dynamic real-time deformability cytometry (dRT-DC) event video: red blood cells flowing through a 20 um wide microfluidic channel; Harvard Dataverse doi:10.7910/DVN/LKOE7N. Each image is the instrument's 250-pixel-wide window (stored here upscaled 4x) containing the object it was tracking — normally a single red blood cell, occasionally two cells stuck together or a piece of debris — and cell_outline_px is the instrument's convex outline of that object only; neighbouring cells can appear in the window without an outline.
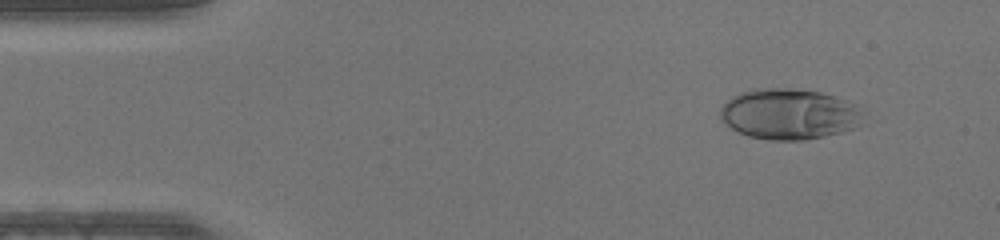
{"species": "human", "species_latin": "Homo sapiens", "temperature_condition": "warm", "stored_images_in_passage": 44, "camera_frame_rate_fps": 3000, "um_per_image_px": 0.085, "donor": {"sex": "male"}, "frame": {"image": 1, "passage_image": 2, "time_ms": 0.333, "image_size_px": [1000, 240], "cell_outline_px": [[864, 124], [856, 128], [824, 136], [804, 140], [768, 140], [748, 136], [732, 128], [720, 116], [720, 108], [732, 96], [740, 92], [752, 88], [792, 88], [820, 92], [844, 100], [852, 104], [860, 112]], "centroid_in_image_um": [67.06, 9.69], "position_along_channel_um": 17.9, "area_um2": 42.02}}
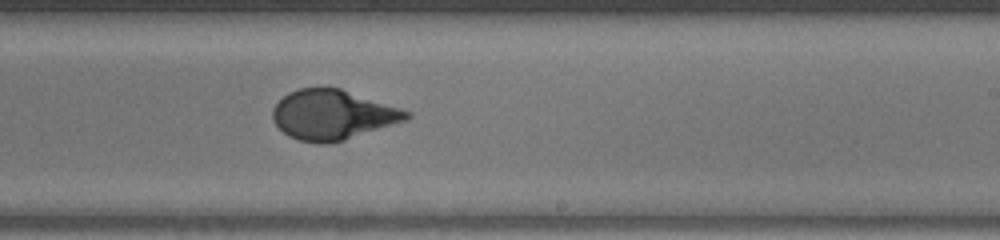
{"frame": {"image": 2, "passage_image": 25, "time_ms": 8.0, "image_size_px": [1000, 240], "cell_outline_px": [[412, 116], [404, 120], [344, 140], [328, 144], [320, 144], [300, 140], [288, 136], [272, 120], [272, 108], [288, 92], [300, 88], [340, 88], [412, 112]], "centroid_in_image_um": [28.24, 9.76], "position_along_channel_um": 260.8, "area_um2": 38.38}}
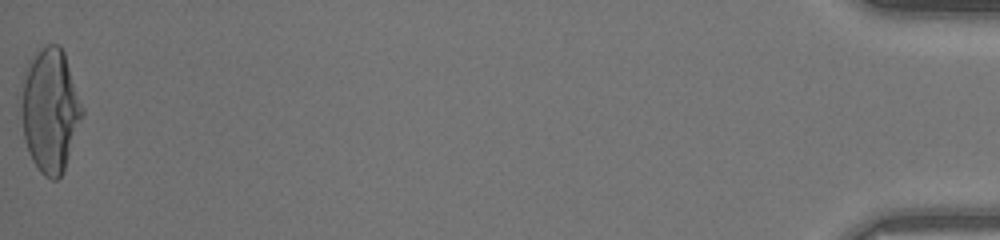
{"frame": {"image": 3, "passage_image": 44, "time_ms": 14.333, "image_size_px": [1000, 240], "cell_outline_px": [[84, 112], [64, 172], [56, 180], [52, 180], [44, 176], [40, 172], [32, 160], [28, 152], [24, 140], [16, 92], [32, 60], [40, 48], [48, 44], [60, 44], [64, 52], [84, 108]], "centroid_in_image_um": [4.22, 9.39], "position_along_channel_um": 431.0, "area_um2": 44.91}}